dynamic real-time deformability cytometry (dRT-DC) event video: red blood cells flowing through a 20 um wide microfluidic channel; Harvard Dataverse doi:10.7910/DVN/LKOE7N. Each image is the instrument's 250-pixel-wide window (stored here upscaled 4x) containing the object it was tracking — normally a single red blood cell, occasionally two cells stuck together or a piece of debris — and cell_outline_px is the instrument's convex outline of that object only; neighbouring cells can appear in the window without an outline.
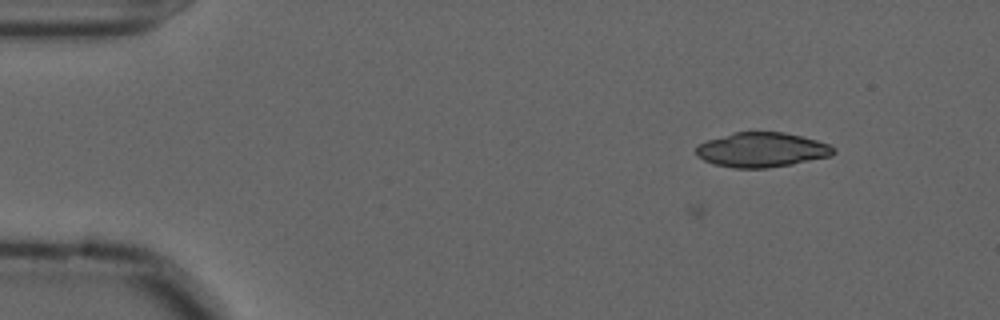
{"species": "common noctule bat (a hibernating species)", "species_latin": "Nyctalus noctula", "temperature_condition": "cold", "stored_images_in_passage": 12, "camera_frame_rate_fps": 3000, "um_per_image_px": 0.085, "animal": {"sex": "male", "forearm_length_mm": 52.5}, "frame": {"image": 1, "passage_image": 12, "time_ms": 3.667, "image_size_px": [1000, 320], "cell_outline_px": [[836, 152], [832, 156], [792, 164], [768, 168], [736, 168], [716, 164], [704, 160], [696, 156], [696, 148], [700, 144], [708, 140], [732, 132], [784, 132], [816, 140], [828, 144], [836, 148]], "centroid_in_image_um": [64.78, 12.73], "position_along_channel_um": 20.2, "area_um2": 27.69}}